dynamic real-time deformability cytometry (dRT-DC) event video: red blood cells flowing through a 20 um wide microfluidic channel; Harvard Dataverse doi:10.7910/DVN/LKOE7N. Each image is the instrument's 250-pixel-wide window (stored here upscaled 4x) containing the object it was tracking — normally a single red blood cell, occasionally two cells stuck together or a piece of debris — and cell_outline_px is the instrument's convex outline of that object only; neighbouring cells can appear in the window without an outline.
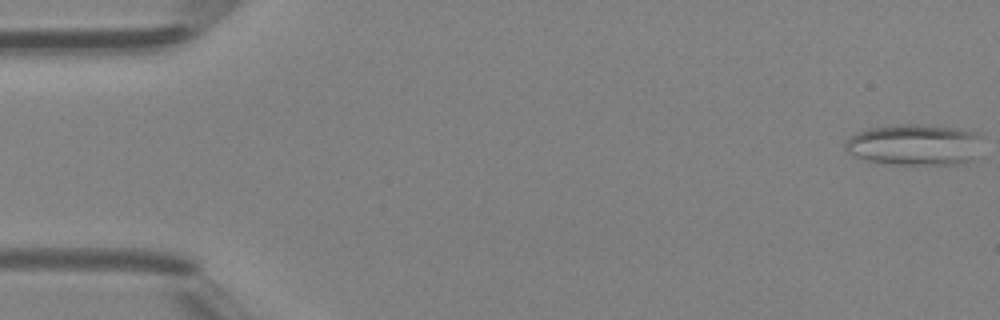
{"species": "Egyptian fruit bat (a non-hibernating species)", "species_latin": "Rousettus aegyptiacus", "temperature_condition": "room temperature", "stored_images_in_passage": 47, "camera_frame_rate_fps": 3000, "um_per_image_px": 0.085, "animal": {"sex": "female"}, "frame": {"image": 1, "passage_image": 1, "time_ms": 0.0, "image_size_px": [1000, 320], "cell_outline_px": [[984, 136], [976, 156], [972, 160], [964, 164], [896, 164], [868, 160], [856, 156], [848, 152], [844, 148], [844, 144], [856, 132], [868, 128], [896, 124], [912, 124], [960, 128], [980, 132]], "centroid_in_image_um": [77.82, 12.29], "position_along_channel_um": 7.2, "area_um2": 33.23}}
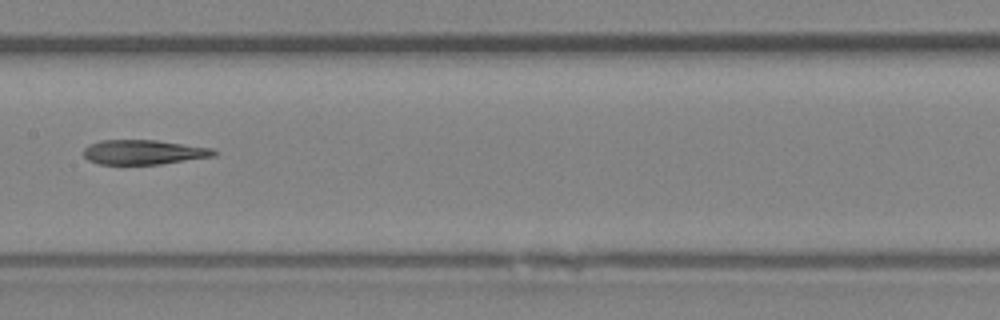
{"frame": {"image": 2, "passage_image": 24, "time_ms": 7.667, "image_size_px": [1000, 320], "cell_outline_px": [[216, 156], [160, 164], [100, 164], [88, 160], [84, 156], [84, 148], [88, 144], [100, 140], [156, 140], [212, 148], [216, 152]], "centroid_in_image_um": [12.19, 12.93], "position_along_channel_um": 195.2, "area_um2": 18.67}}
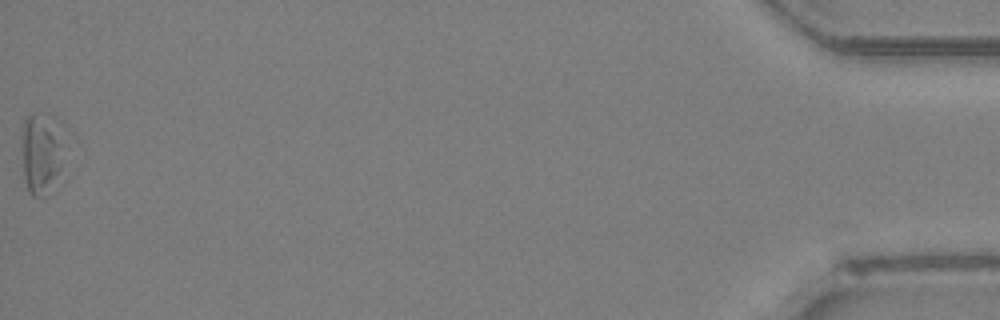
{"frame": {"image": 3, "passage_image": 47, "time_ms": 15.333, "image_size_px": [1000, 320], "cell_outline_px": [[60, 168], [36, 196], [32, 196], [28, 192], [24, 176], [20, 128], [24, 120], [32, 112], [44, 112], [56, 144], [60, 164]], "centroid_in_image_um": [3.25, 12.96], "position_along_channel_um": 431.9, "area_um2": 16.99}, "authors_computed_cell_mechanics": {"area_um2": 20.23, "velocity_mm_per_s": 4.4074, "shape_relaxation_time_tau1_ms": null, "shape_relaxation_time_tau2_ms": 4.2821, "deformation_change_tau1": null, "deformation_change_tau2": 0.166}}